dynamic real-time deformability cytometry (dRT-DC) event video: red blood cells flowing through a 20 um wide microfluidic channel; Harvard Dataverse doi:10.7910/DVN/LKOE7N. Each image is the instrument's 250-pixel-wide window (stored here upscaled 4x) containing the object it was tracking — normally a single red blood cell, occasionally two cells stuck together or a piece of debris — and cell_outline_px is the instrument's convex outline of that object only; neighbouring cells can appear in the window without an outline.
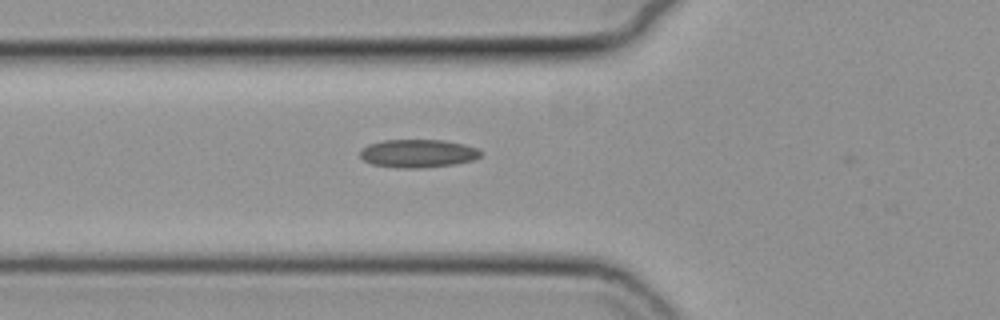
{"species": "common noctule bat (a hibernating species)", "species_latin": "Nyctalus noctula", "temperature_condition": "cold", "stored_images_in_passage": 31, "camera_frame_rate_fps": 3000, "um_per_image_px": 0.085, "animal": {"sex": "female", "body_mass_g": 19.3, "forearm_length_mm": 54.1}, "frame": {"image": 1, "passage_image": 7, "time_ms": 2.0, "image_size_px": [1000, 320], "cell_outline_px": [[484, 152], [480, 156], [472, 160], [456, 164], [420, 168], [400, 168], [372, 164], [364, 160], [360, 156], [360, 152], [368, 144], [384, 140], [444, 140], [464, 144], [476, 148]], "centroid_in_image_um": [35.55, 13.04], "position_along_channel_um": 90.3, "area_um2": 19.77}}
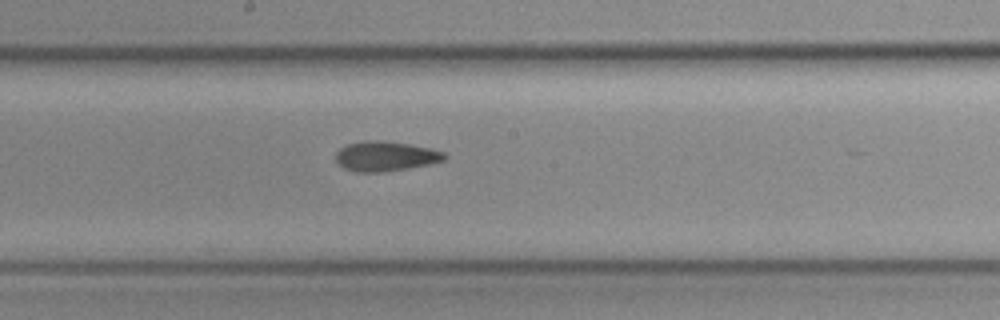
{"frame": {"image": 2, "passage_image": 17, "time_ms": 5.333, "image_size_px": [1000, 320], "cell_outline_px": [[448, 156], [444, 160], [428, 164], [408, 168], [384, 172], [356, 172], [344, 168], [336, 160], [336, 152], [340, 148], [348, 144], [364, 140], [380, 140], [408, 144], [432, 148], [444, 152]], "centroid_in_image_um": [32.77, 13.27], "position_along_channel_um": 215.4, "area_um2": 18.9}}
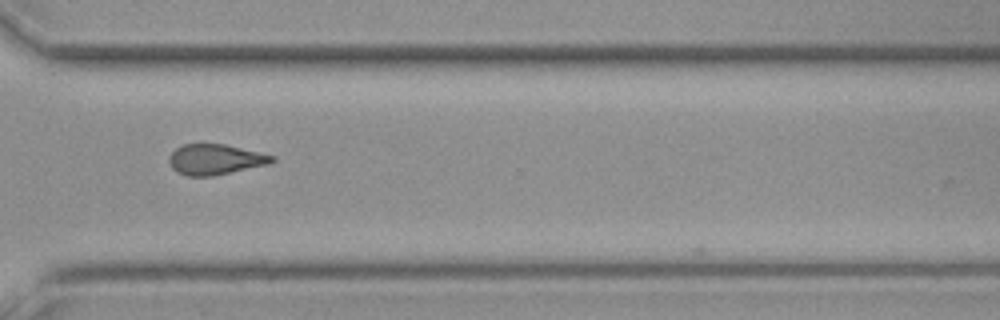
{"frame": {"image": 3, "passage_image": 28, "time_ms": 9.0, "image_size_px": [1000, 320], "cell_outline_px": [[276, 160], [268, 164], [212, 176], [184, 176], [176, 172], [172, 168], [168, 160], [168, 156], [180, 144], [224, 144], [276, 156]], "centroid_in_image_um": [18.26, 13.55], "position_along_channel_um": 352.3, "area_um2": 18.32}}